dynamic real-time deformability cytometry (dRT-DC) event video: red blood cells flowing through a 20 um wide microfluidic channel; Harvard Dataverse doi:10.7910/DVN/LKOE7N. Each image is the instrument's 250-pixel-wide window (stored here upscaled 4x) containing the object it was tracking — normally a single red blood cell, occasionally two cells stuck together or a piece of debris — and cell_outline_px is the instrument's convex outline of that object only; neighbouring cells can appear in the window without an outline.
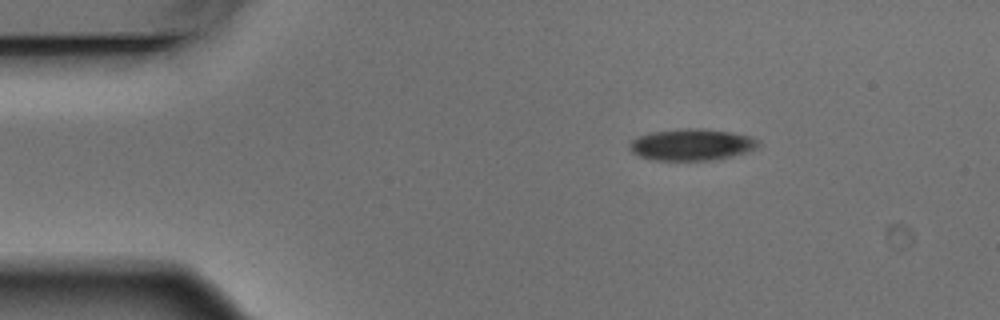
{"species": "Egyptian fruit bat (a non-hibernating species)", "species_latin": "Rousettus aegyptiacus", "temperature_condition": "warm", "stored_images_in_passage": 6, "camera_frame_rate_fps": 3000, "um_per_image_px": 0.085, "animal": {"sex": "male"}, "frame": {"image": 1, "passage_image": 6, "time_ms": 1.667, "image_size_px": [1000, 320], "cell_outline_px": [[760, 144], [756, 148], [732, 156], [716, 160], [656, 160], [640, 156], [632, 152], [628, 148], [628, 144], [636, 136], [652, 132], [688, 128], [704, 128], [728, 132], [748, 136], [760, 140]], "centroid_in_image_um": [58.77, 12.29], "position_along_channel_um": 26.2, "area_um2": 23.64}}